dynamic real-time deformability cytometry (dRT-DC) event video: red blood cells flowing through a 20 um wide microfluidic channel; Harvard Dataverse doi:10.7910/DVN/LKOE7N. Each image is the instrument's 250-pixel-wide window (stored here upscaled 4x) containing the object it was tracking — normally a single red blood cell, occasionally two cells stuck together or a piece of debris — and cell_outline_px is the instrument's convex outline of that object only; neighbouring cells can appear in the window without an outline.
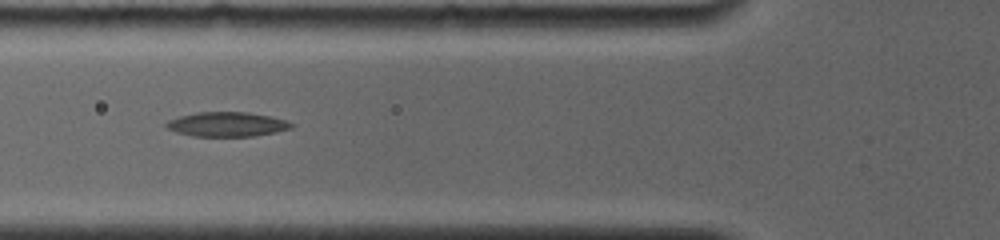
{"species": "common noctule bat (a hibernating species)", "species_latin": "Nyctalus noctula", "temperature_condition": "room temperature", "stored_images_in_passage": 4, "camera_frame_rate_fps": 4000, "um_per_image_px": 0.085, "animal": {"sex": "female", "body_mass_g": 19.0, "forearm_length_mm": 56.7}, "frame": {"image": 1, "passage_image": 2, "time_ms": 1.0, "image_size_px": [1000, 240], "cell_outline_px": [[292, 128], [252, 136], [192, 136], [176, 132], [168, 128], [164, 124], [168, 120], [180, 116], [200, 112], [248, 112], [268, 116], [284, 120], [292, 124]], "centroid_in_image_um": [19.23, 10.56], "position_along_channel_um": 106.6, "area_um2": 17.51}}
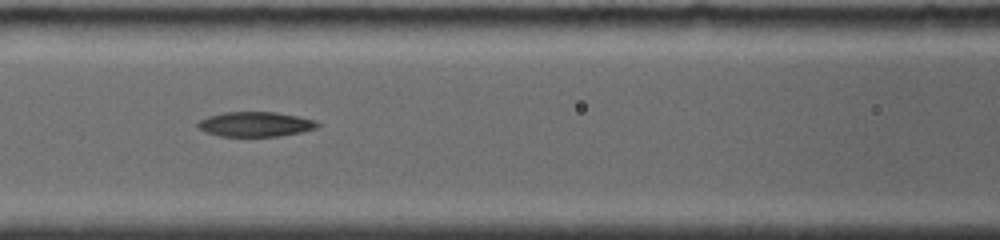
{"frame": {"image": 2, "passage_image": 3, "time_ms": 2.0, "image_size_px": [1000, 240], "cell_outline_px": [[320, 124], [316, 128], [300, 132], [276, 136], [220, 136], [204, 132], [196, 124], [200, 120], [208, 116], [224, 112], [276, 112], [316, 120]], "centroid_in_image_um": [21.69, 10.55], "position_along_channel_um": 144.9, "area_um2": 17.17}}